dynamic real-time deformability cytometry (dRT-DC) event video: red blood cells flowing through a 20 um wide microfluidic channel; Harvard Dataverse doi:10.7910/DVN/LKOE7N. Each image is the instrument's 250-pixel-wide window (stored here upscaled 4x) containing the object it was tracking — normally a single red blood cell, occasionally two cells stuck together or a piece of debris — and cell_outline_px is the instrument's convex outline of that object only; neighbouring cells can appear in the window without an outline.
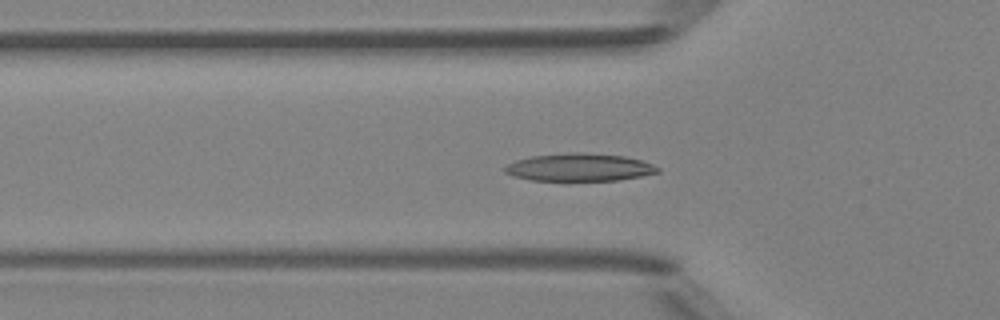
{"species": "Egyptian fruit bat (a non-hibernating species)", "species_latin": "Rousettus aegyptiacus", "temperature_condition": "room temperature", "stored_images_in_passage": 49, "camera_frame_rate_fps": 3000, "um_per_image_px": 0.085, "animal": {"sex": "female"}, "frame": {"image": 1, "passage_image": 16, "time_ms": 5.0, "image_size_px": [1000, 320], "cell_outline_px": [[660, 172], [640, 176], [616, 180], [528, 180], [512, 176], [504, 172], [504, 168], [508, 164], [516, 160], [532, 156], [572, 152], [624, 156], [640, 160], [652, 164], [660, 168]], "centroid_in_image_um": [49.22, 14.22], "position_along_channel_um": 76.6, "area_um2": 24.39}}
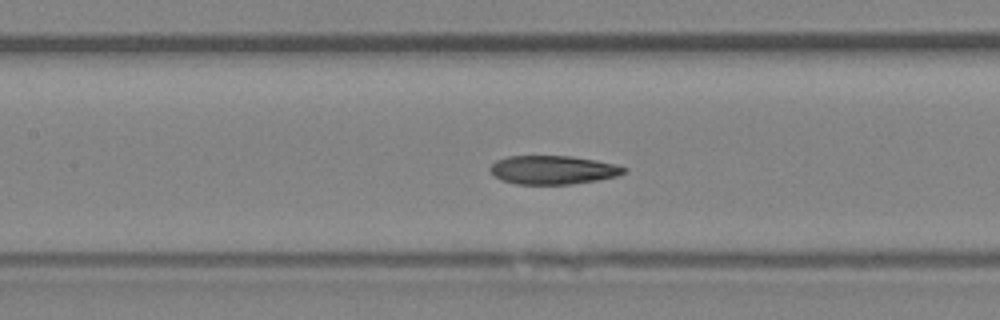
{"frame": {"image": 2, "passage_image": 22, "time_ms": 7.0, "image_size_px": [1000, 320], "cell_outline_px": [[628, 172], [616, 176], [596, 180], [572, 184], [516, 184], [500, 180], [488, 168], [496, 160], [508, 156], [572, 156], [596, 160], [616, 164], [628, 168]], "centroid_in_image_um": [47.02, 14.44], "position_along_channel_um": 160.4, "area_um2": 22.43}}
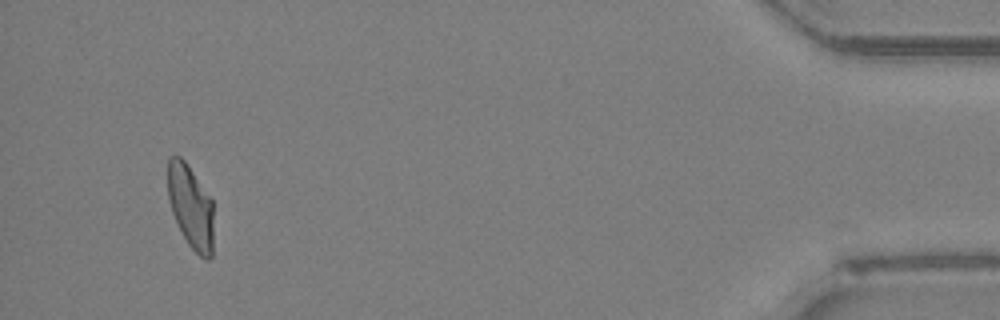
{"frame": {"image": 3, "passage_image": 46, "time_ms": 15.0, "image_size_px": [1000, 320], "cell_outline_px": [[212, 256], [208, 260], [204, 260], [188, 244], [172, 212], [168, 196], [168, 156], [180, 156], [184, 160], [212, 200]], "centroid_in_image_um": [16.2, 17.57], "position_along_channel_um": 419.0, "area_um2": 21.85}, "authors_computed_cell_mechanics": {"area_um2": 23.3512, "velocity_mm_per_s": 4.1861, "shape_relaxation_time_tau1_ms": null, "shape_relaxation_time_tau2_ms": 2.1682, "deformation_change_tau1": null, "deformation_change_tau2": 0.0791}}